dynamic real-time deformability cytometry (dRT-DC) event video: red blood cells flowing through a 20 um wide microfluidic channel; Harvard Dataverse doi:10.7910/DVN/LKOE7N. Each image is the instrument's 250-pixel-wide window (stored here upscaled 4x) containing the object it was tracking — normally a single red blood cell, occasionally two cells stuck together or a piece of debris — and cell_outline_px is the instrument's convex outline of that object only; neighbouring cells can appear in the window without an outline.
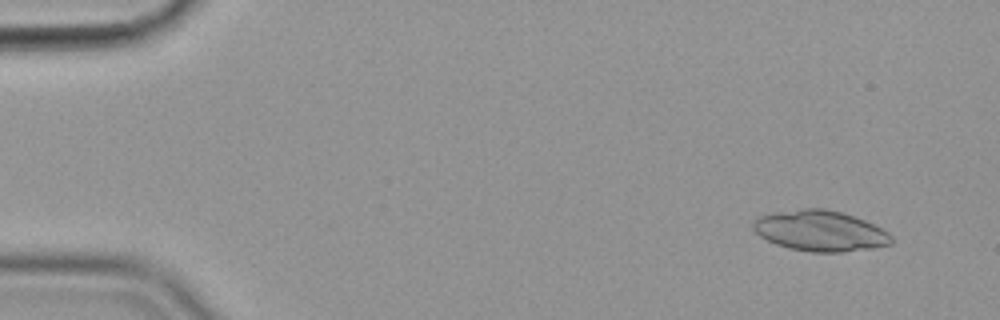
{"species": "common noctule bat (a hibernating species)", "species_latin": "Nyctalus noctula", "temperature_condition": "cold", "stored_images_in_passage": 55, "segment_of_instrument_passage": [1, 2], "camera_frame_rate_fps": 3000, "um_per_image_px": 0.085, "animal": {"sex": "female", "body_mass_g": 19.9}, "frame": {"image": 1, "passage_image": 4, "time_ms": 1.0, "image_size_px": [1000, 320], "cell_outline_px": [[892, 244], [872, 248], [844, 252], [812, 252], [788, 248], [776, 244], [760, 236], [752, 228], [752, 220], [756, 216], [776, 212], [804, 208], [824, 208], [844, 212], [864, 220], [888, 232], [892, 236]], "centroid_in_image_um": [69.69, 19.61], "position_along_channel_um": 15.3, "area_um2": 32.95}}